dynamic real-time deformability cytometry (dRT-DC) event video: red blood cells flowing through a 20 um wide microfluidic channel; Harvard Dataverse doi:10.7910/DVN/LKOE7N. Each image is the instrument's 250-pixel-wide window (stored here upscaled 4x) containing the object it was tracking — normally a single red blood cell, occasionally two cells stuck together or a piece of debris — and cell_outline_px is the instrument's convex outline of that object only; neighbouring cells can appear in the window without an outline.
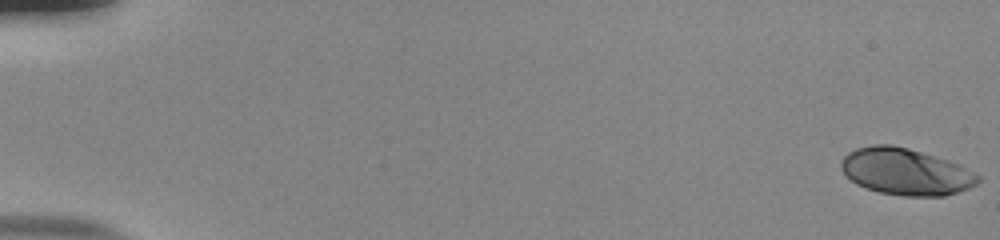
{"species": "human", "species_latin": "Homo sapiens", "temperature_condition": "room temperature", "stored_images_in_passage": 55, "camera_frame_rate_fps": 3000, "um_per_image_px": 0.085, "donor": {"sex": "male"}, "frame": {"image": 1, "passage_image": 1, "time_ms": 0.0, "image_size_px": [1000, 240], "cell_outline_px": [[980, 180], [976, 184], [960, 192], [944, 196], [904, 196], [880, 192], [864, 188], [856, 184], [840, 168], [840, 164], [844, 156], [848, 152], [856, 148], [872, 144], [892, 144], [908, 148], [948, 160], [980, 176]], "centroid_in_image_um": [76.95, 14.59], "position_along_channel_um": 8.0, "area_um2": 37.11}}
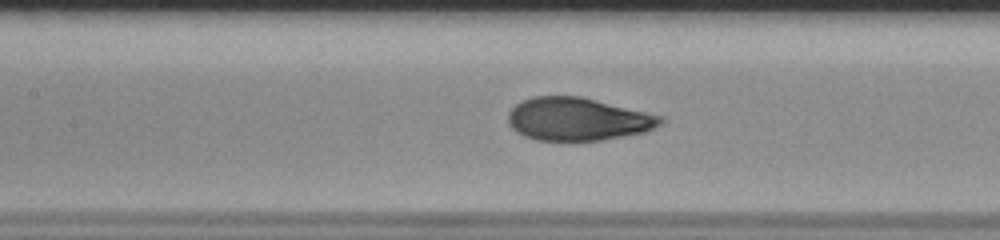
{"frame": {"image": 2, "passage_image": 27, "time_ms": 8.667, "image_size_px": [1000, 240], "cell_outline_px": [[664, 120], [660, 124], [644, 132], [624, 136], [600, 140], [536, 140], [524, 136], [516, 132], [508, 124], [508, 112], [516, 104], [532, 96], [580, 96], [660, 116]], "centroid_in_image_um": [49.04, 10.13], "position_along_channel_um": 158.4, "area_um2": 37.69}}
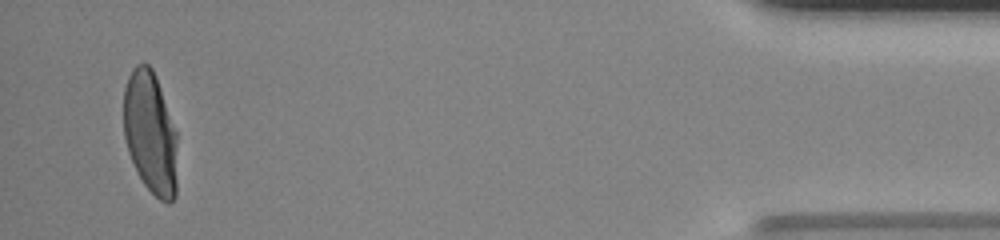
{"frame": {"image": 3, "passage_image": 53, "time_ms": 17.333, "image_size_px": [1000, 240], "cell_outline_px": [[176, 196], [168, 204], [160, 200], [144, 184], [136, 172], [128, 152], [124, 136], [124, 88], [128, 76], [132, 68], [136, 64], [148, 64], [152, 68], [156, 76], [176, 132]], "centroid_in_image_um": [12.76, 11.29], "position_along_channel_um": 422.4, "area_um2": 38.32}, "authors_computed_cell_mechanics": {"area_um2": 38.437, "velocity_mm_per_s": 3.8517, "shape_relaxation_time_tau1_ms": 3.7742, "shape_relaxation_time_tau2_ms": null, "deformation_change_tau1": 0.2124, "deformation_change_tau2": null}}